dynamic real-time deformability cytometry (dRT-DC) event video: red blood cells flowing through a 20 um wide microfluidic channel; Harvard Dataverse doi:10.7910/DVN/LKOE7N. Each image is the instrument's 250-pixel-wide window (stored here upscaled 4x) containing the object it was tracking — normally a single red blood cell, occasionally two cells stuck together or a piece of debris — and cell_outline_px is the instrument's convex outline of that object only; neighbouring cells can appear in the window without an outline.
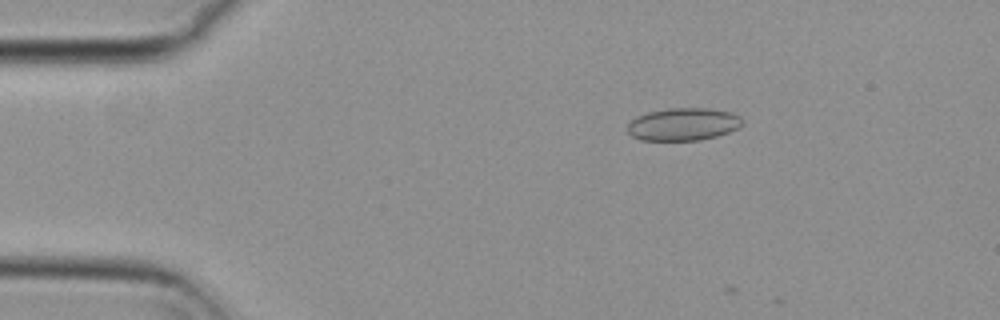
{"species": "common noctule bat (a hibernating species)", "species_latin": "Nyctalus noctula", "temperature_condition": "cold", "stored_images_in_passage": 4, "camera_frame_rate_fps": 3000, "um_per_image_px": 0.085, "animal": {"sex": "female", "body_mass_g": 29.2, "forearm_length_mm": 56.3}, "frame": {"image": 1, "passage_image": 2, "time_ms": 0.333, "image_size_px": [1000, 320], "cell_outline_px": [[744, 124], [740, 128], [716, 136], [700, 140], [640, 140], [632, 136], [628, 132], [628, 124], [636, 116], [648, 112], [668, 108], [708, 108], [732, 112], [740, 116], [744, 120]], "centroid_in_image_um": [58.11, 10.55], "position_along_channel_um": 26.9, "area_um2": 22.02}}